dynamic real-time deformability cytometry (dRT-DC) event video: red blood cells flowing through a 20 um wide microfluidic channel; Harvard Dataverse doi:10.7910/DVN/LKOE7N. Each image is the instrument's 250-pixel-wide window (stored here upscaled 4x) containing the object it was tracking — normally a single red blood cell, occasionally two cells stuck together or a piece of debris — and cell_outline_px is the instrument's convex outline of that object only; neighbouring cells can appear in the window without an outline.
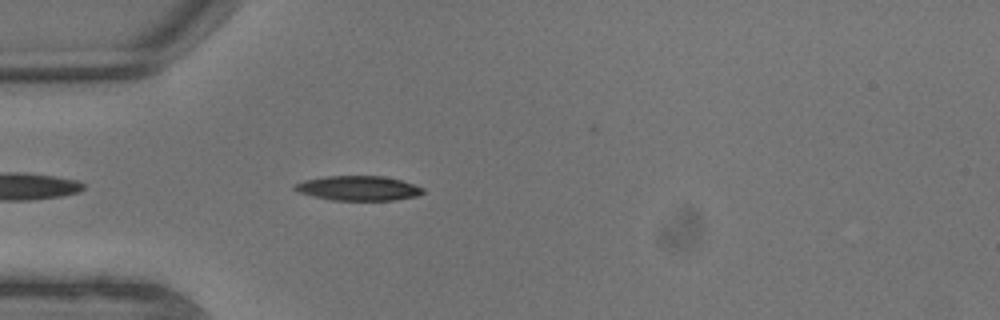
{"species": "common noctule bat (a hibernating species)", "species_latin": "Nyctalus noctula", "temperature_condition": "warm", "stored_images_in_passage": 6, "camera_frame_rate_fps": 3000, "um_per_image_px": 0.085, "animal": {"sex": "male", "body_mass_g": 13.3}, "frame": {"image": 1, "passage_image": 5, "time_ms": 1.333, "image_size_px": [1000, 320], "cell_outline_px": [[424, 192], [416, 196], [392, 200], [332, 200], [312, 196], [296, 192], [292, 188], [292, 184], [304, 180], [328, 176], [380, 176], [400, 180], [424, 188]], "centroid_in_image_um": [30.38, 16.0], "position_along_channel_um": 54.6, "area_um2": 18.38}}